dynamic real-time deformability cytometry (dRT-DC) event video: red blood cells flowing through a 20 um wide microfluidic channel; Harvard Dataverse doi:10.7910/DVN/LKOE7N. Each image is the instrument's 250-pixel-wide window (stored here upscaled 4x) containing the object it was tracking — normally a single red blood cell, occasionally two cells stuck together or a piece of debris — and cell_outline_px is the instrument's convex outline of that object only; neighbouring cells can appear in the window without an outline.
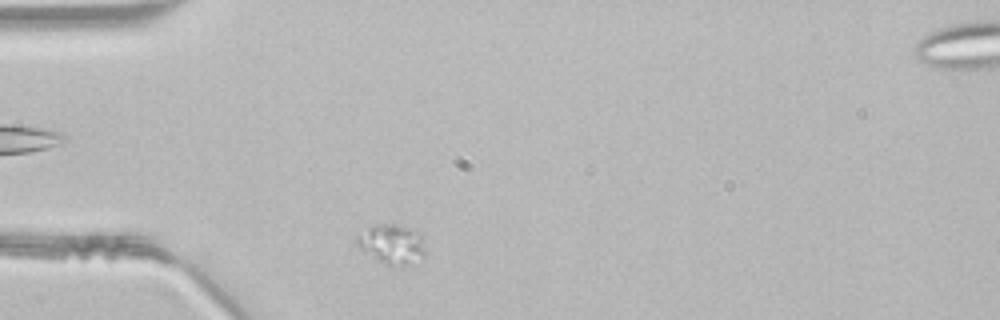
{"species": "common noctule bat (a hibernating species)", "species_latin": "Nyctalus noctula", "temperature_condition": "room temperature", "stored_images_in_passage": 32, "segment_of_instrument_passage": [1, 2], "camera_frame_rate_fps": 3000, "um_per_image_px": 0.085, "animal": {"sex": "male", "body_mass_g": 21.5, "forearm_length_mm": 52.0}, "frame": {"image": 1, "passage_image": 1, "time_ms": 0.0, "image_size_px": [1000, 320], "cell_outline_px": [[424, 256], [404, 264], [384, 264], [360, 248], [356, 244], [356, 232], [376, 224], [392, 224], [412, 228], [424, 232]], "centroid_in_image_um": [33.3, 20.68], "position_along_channel_um": 51.7, "area_um2": 15.78}}
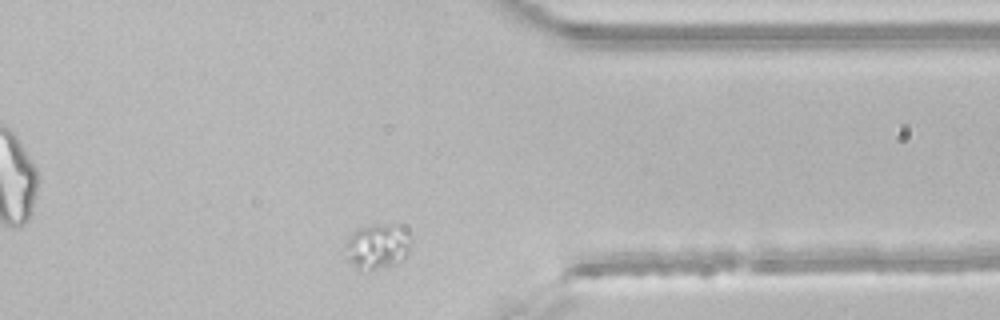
{"frame": {"image": 2, "passage_image": 28, "time_ms": 9.0, "image_size_px": [1000, 320], "cell_outline_px": [[412, 240], [408, 252], [396, 264], [360, 272], [344, 260], [344, 244], [348, 236], [356, 228], [372, 224], [404, 224], [408, 228], [412, 236]], "centroid_in_image_um": [32.04, 20.91], "position_along_channel_um": 379.4, "area_um2": 18.44}}